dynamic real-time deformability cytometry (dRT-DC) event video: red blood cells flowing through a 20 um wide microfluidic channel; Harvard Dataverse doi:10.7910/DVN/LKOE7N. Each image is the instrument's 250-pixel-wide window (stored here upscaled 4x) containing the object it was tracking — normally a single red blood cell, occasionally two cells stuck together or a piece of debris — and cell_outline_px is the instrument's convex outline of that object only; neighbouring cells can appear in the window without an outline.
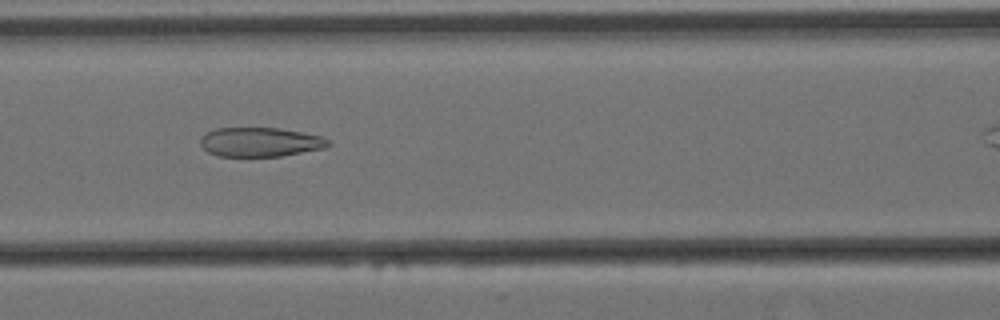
{"species": "Egyptian fruit bat (a non-hibernating species)", "species_latin": "Rousettus aegyptiacus", "temperature_condition": "cold", "stored_images_in_passage": 30, "camera_frame_rate_fps": 3000, "um_per_image_px": 0.085, "animal": {"sex": "female"}, "frame": {"image": 1, "passage_image": 7, "time_ms": 2.0, "image_size_px": [1000, 320], "cell_outline_px": [[332, 144], [324, 148], [280, 156], [216, 156], [208, 152], [200, 144], [200, 136], [216, 128], [280, 128], [324, 136]], "centroid_in_image_um": [22.12, 12.07], "position_along_channel_um": 144.5, "area_um2": 21.85}}
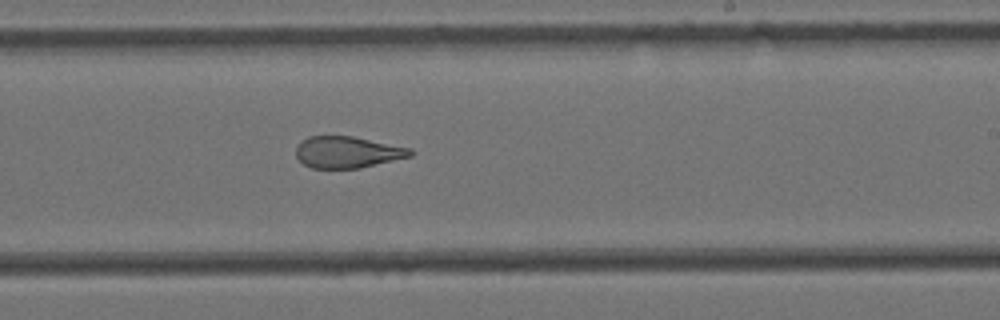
{"frame": {"image": 2, "passage_image": 17, "time_ms": 5.333, "image_size_px": [1000, 320], "cell_outline_px": [[416, 152], [412, 156], [360, 168], [312, 168], [304, 164], [296, 156], [296, 148], [300, 140], [308, 136], [352, 136], [412, 148]], "centroid_in_image_um": [29.55, 12.93], "position_along_channel_um": 259.4, "area_um2": 21.15}}
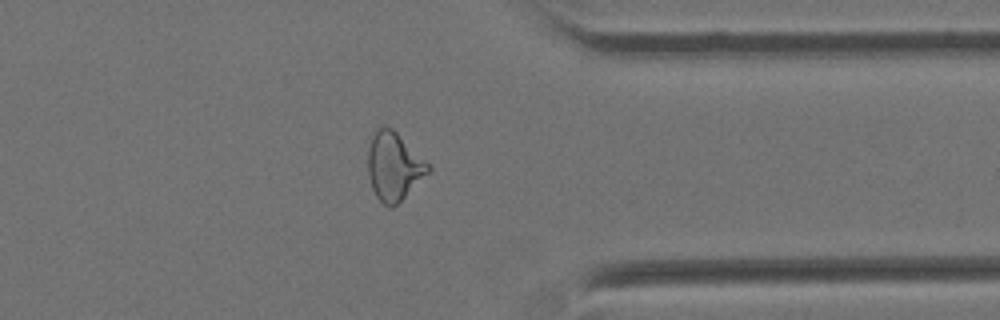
{"frame": {"image": 3, "passage_image": 28, "time_ms": 9.0, "image_size_px": [1000, 320], "cell_outline_px": [[432, 168], [392, 208], [388, 208], [376, 196], [372, 188], [368, 176], [368, 148], [372, 136], [376, 128], [380, 124], [392, 128], [432, 164]], "centroid_in_image_um": [33.47, 14.09], "position_along_channel_um": 377.9, "area_um2": 23.99}}